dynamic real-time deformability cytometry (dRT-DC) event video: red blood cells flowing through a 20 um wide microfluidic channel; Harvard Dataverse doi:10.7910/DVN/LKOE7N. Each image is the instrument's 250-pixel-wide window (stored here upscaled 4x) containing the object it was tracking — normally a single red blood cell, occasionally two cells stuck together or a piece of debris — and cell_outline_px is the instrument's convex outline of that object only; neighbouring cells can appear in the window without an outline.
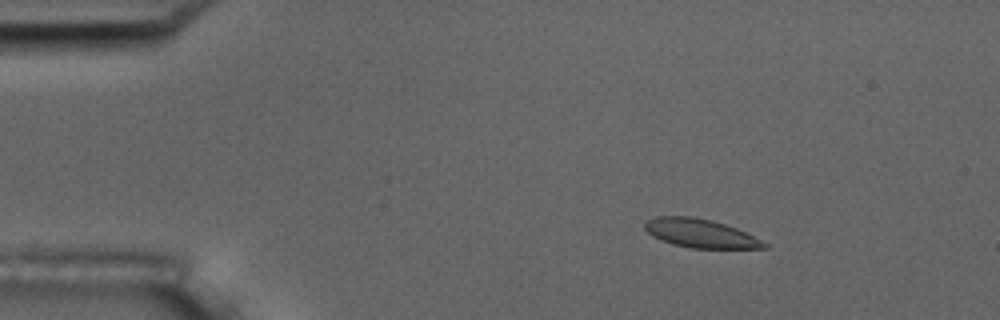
{"species": "common noctule bat (a hibernating species)", "species_latin": "Nyctalus noctula", "temperature_condition": "room temperature", "stored_images_in_passage": 5, "camera_frame_rate_fps": 3000, "um_per_image_px": 0.085, "animal": {"sex": "male", "body_mass_g": 17.5, "forearm_length_mm": 52.3}, "frame": {"image": 1, "passage_image": 2, "time_ms": 1.333, "image_size_px": [1000, 320], "cell_outline_px": [[768, 248], [692, 248], [672, 244], [652, 236], [644, 228], [644, 224], [648, 220], [656, 216], [692, 216], [712, 220], [736, 228], [768, 244]], "centroid_in_image_um": [59.5, 19.83], "position_along_channel_um": 25.5, "area_um2": 19.71}}
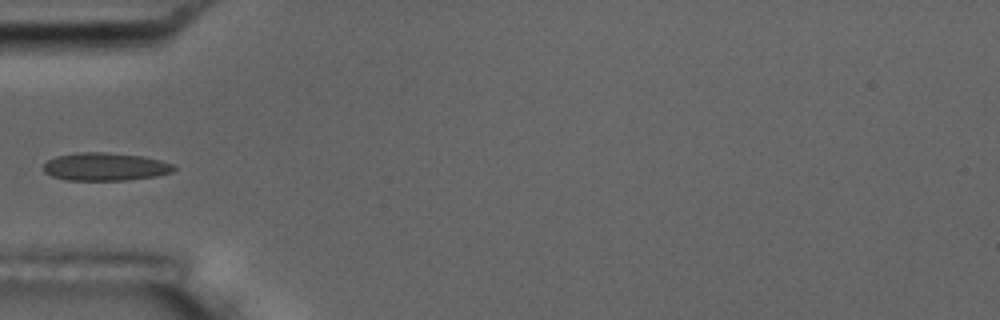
{"frame": {"image": 2, "passage_image": 5, "time_ms": 4.667, "image_size_px": [1000, 320], "cell_outline_px": [[176, 168], [172, 172], [156, 176], [128, 180], [64, 180], [52, 176], [44, 172], [44, 164], [48, 160], [56, 156], [76, 152], [104, 152], [140, 156], [160, 160], [176, 164]], "centroid_in_image_um": [8.95, 14.17], "position_along_channel_um": 76.1, "area_um2": 21.33}}